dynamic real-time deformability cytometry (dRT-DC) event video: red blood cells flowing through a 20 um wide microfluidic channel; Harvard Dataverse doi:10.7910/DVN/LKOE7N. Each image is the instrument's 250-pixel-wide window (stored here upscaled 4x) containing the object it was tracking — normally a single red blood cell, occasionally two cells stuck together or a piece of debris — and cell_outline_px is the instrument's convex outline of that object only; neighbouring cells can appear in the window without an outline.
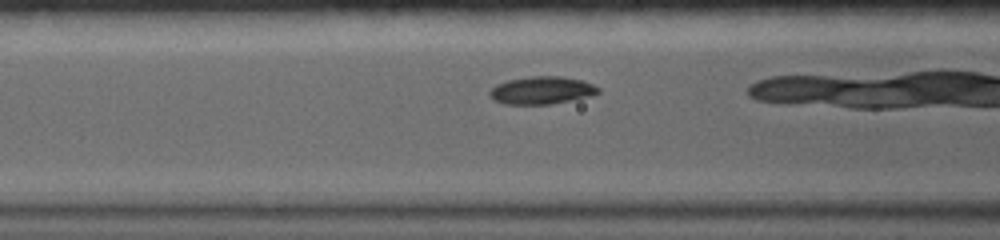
{"species": "common noctule bat (a hibernating species)", "species_latin": "Nyctalus noctula", "temperature_condition": "warm", "stored_images_in_passage": 20, "camera_frame_rate_fps": 5000, "um_per_image_px": 0.085, "animal": {"sex": "female", "body_mass_g": 19.0, "forearm_length_mm": 56.7}, "frame": {"image": 1, "passage_image": 4, "time_ms": 1.6, "image_size_px": [1000, 240], "cell_outline_px": [[600, 92], [588, 96], [552, 104], [504, 104], [492, 100], [488, 92], [496, 84], [508, 80], [532, 76], [564, 76], [580, 80], [592, 84], [600, 88]], "centroid_in_image_um": [46.01, 7.68], "position_along_channel_um": 120.6, "area_um2": 17.46}}
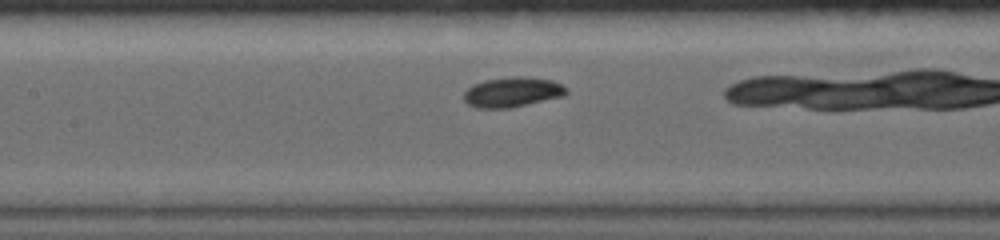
{"frame": {"image": 2, "passage_image": 6, "time_ms": 2.8, "image_size_px": [1000, 240], "cell_outline_px": [[568, 92], [564, 96], [512, 108], [476, 108], [468, 104], [464, 100], [464, 92], [472, 84], [484, 80], [512, 76], [520, 76], [552, 80], [568, 88]], "centroid_in_image_um": [43.55, 7.83], "position_along_channel_um": 163.9, "area_um2": 18.09}}